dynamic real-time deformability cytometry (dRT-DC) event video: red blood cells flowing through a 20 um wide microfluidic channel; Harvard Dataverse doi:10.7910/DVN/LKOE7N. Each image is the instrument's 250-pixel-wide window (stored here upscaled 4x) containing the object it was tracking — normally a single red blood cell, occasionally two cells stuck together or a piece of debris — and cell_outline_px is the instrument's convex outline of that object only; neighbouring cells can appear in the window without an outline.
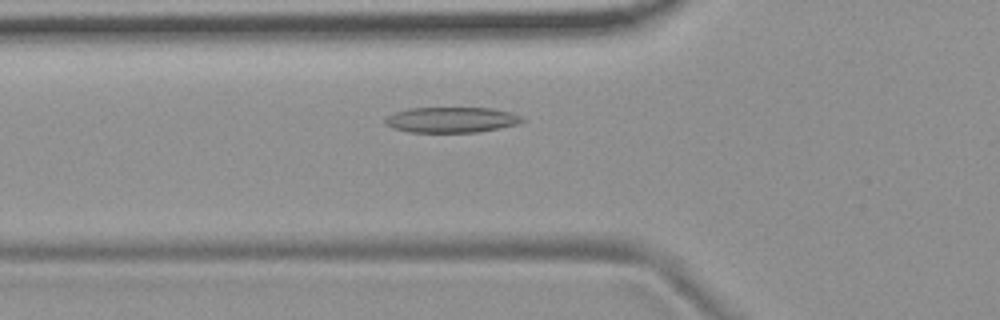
{"species": "common noctule bat (a hibernating species)", "species_latin": "Nyctalus noctula", "temperature_condition": "room temperature", "stored_images_in_passage": 50, "camera_frame_rate_fps": 3000, "um_per_image_px": 0.085, "animal": {"sex": "female", "body_mass_g": 19.9}, "frame": {"image": 1, "passage_image": 15, "time_ms": 4.667, "image_size_px": [1000, 320], "cell_outline_px": [[524, 120], [520, 124], [480, 132], [408, 132], [392, 128], [384, 124], [384, 120], [392, 112], [408, 108], [492, 108], [512, 112], [520, 116]], "centroid_in_image_um": [38.36, 10.18], "position_along_channel_um": 87.4, "area_um2": 20.63}}
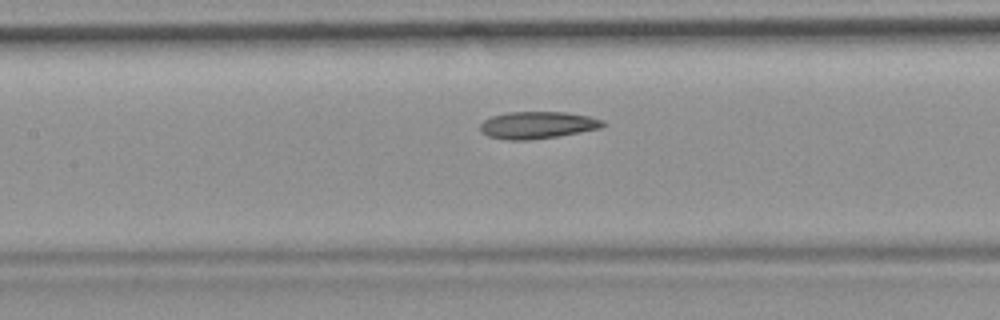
{"frame": {"image": 2, "passage_image": 21, "time_ms": 6.667, "image_size_px": [1000, 320], "cell_outline_px": [[608, 124], [600, 128], [556, 136], [528, 140], [508, 140], [488, 136], [480, 132], [480, 124], [484, 120], [492, 116], [508, 112], [568, 112], [588, 116], [604, 120]], "centroid_in_image_um": [45.68, 10.62], "position_along_channel_um": 161.7, "area_um2": 19.36}}
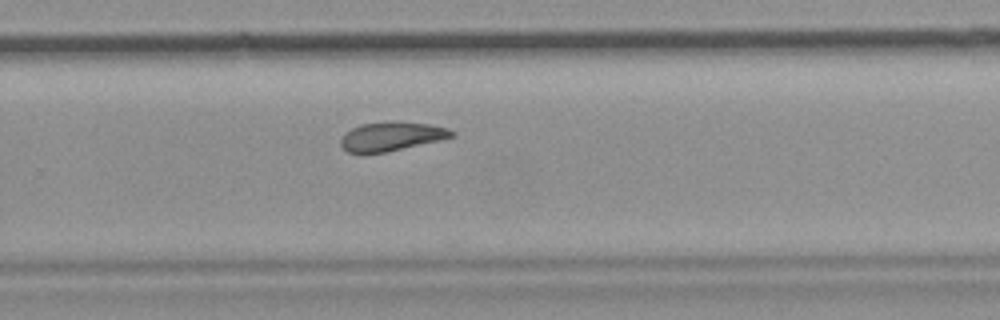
{"frame": {"image": 3, "passage_image": 32, "time_ms": 10.333, "image_size_px": [1000, 320], "cell_outline_px": [[456, 136], [440, 140], [384, 152], [348, 152], [340, 144], [340, 140], [344, 132], [360, 124], [392, 120], [428, 124], [448, 128], [456, 132]], "centroid_in_image_um": [33.29, 11.56], "position_along_channel_um": 296.5, "area_um2": 18.73}, "authors_computed_cell_mechanics": {"area_um2": 20.0855, "velocity_mm_per_s": 3.6929, "shape_relaxation_time_tau1_ms": null, "shape_relaxation_time_tau2_ms": 3.4228, "deformation_change_tau1": null, "deformation_change_tau2": 0.0976}}